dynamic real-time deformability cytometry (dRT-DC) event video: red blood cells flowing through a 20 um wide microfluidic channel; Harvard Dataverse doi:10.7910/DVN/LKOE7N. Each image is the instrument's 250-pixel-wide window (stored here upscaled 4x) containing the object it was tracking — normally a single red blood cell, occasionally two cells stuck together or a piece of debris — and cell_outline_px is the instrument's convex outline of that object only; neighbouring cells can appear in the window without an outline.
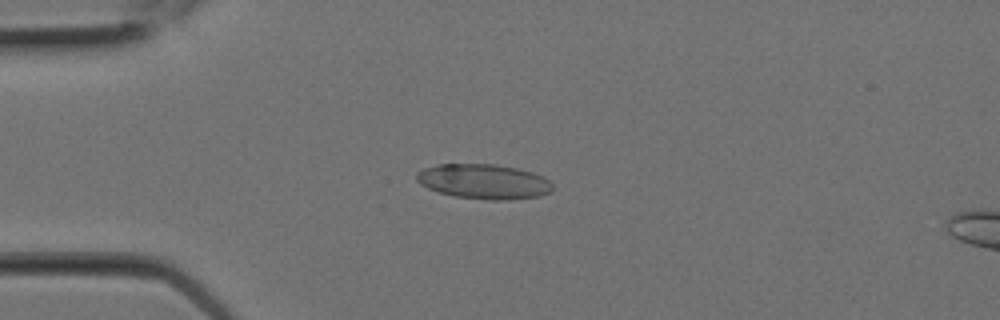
{"species": "Egyptian fruit bat (a non-hibernating species)", "species_latin": "Rousettus aegyptiacus", "temperature_condition": "room temperature", "stored_images_in_passage": 8, "camera_frame_rate_fps": 3000, "um_per_image_px": 0.085, "animal": {"sex": "female"}, "frame": {"image": 1, "passage_image": 6, "time_ms": 1.667, "image_size_px": [1000, 320], "cell_outline_px": [[552, 188], [548, 192], [540, 196], [504, 200], [492, 200], [456, 196], [440, 192], [428, 188], [420, 184], [416, 180], [416, 172], [424, 168], [436, 164], [496, 164], [516, 168], [532, 172], [544, 176], [552, 184]], "centroid_in_image_um": [41.1, 15.41], "position_along_channel_um": 43.9, "area_um2": 27.51}}